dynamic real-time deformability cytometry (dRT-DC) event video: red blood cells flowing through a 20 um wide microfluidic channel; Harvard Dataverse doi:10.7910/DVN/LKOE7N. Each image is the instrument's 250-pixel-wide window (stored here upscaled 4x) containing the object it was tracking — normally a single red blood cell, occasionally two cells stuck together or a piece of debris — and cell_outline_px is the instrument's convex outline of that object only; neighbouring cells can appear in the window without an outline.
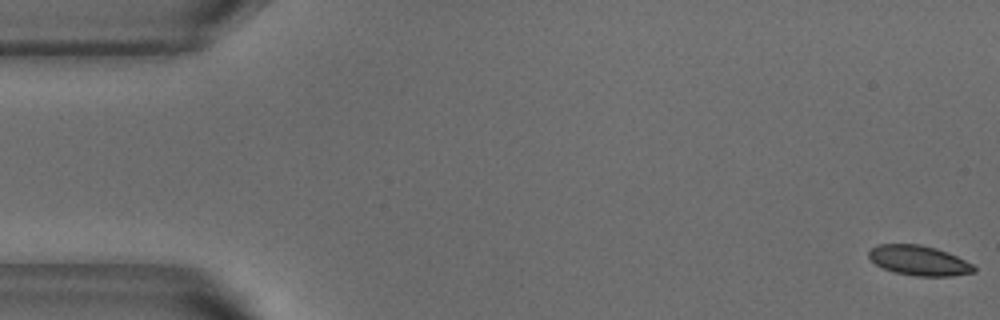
{"species": "common noctule bat (a hibernating species)", "species_latin": "Nyctalus noctula", "temperature_condition": "warm", "stored_images_in_passage": 42, "camera_frame_rate_fps": 3000, "um_per_image_px": 0.085, "animal": {"sex": "male", "body_mass_g": 18.8}, "frame": {"image": 1, "passage_image": 1, "time_ms": 0.0, "image_size_px": [1000, 320], "cell_outline_px": [[976, 272], [952, 276], [916, 276], [896, 272], [884, 268], [876, 264], [868, 256], [868, 252], [876, 244], [920, 244], [936, 248], [948, 252], [972, 264], [976, 268]], "centroid_in_image_um": [78.12, 22.14], "position_along_channel_um": 6.9, "area_um2": 18.26}}
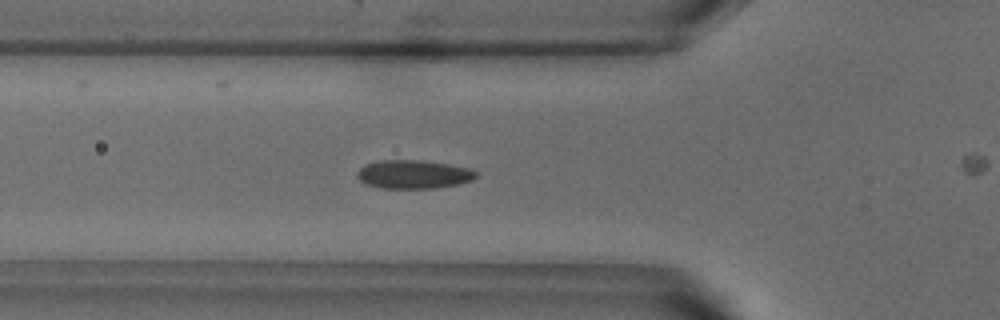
{"frame": {"image": 2, "passage_image": 18, "time_ms": 5.667, "image_size_px": [1000, 320], "cell_outline_px": [[476, 176], [472, 180], [460, 184], [436, 188], [380, 188], [368, 184], [360, 180], [356, 176], [356, 172], [364, 164], [380, 160], [420, 160], [448, 164], [472, 168], [476, 172]], "centroid_in_image_um": [35.15, 14.81], "position_along_channel_um": 90.7, "area_um2": 19.88}}
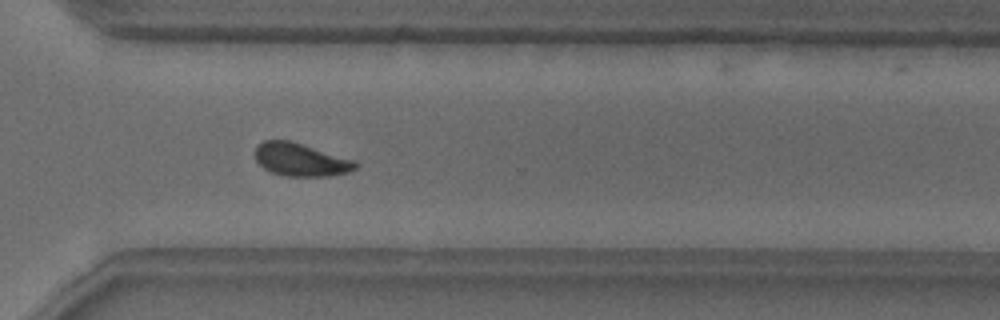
{"frame": {"image": 3, "passage_image": 38, "time_ms": 12.333, "image_size_px": [1000, 320], "cell_outline_px": [[360, 164], [356, 168], [348, 172], [328, 176], [284, 176], [272, 172], [264, 168], [256, 160], [256, 144], [264, 140], [288, 140], [356, 160]], "centroid_in_image_um": [25.58, 13.57], "position_along_channel_um": 345.0, "area_um2": 19.25}}